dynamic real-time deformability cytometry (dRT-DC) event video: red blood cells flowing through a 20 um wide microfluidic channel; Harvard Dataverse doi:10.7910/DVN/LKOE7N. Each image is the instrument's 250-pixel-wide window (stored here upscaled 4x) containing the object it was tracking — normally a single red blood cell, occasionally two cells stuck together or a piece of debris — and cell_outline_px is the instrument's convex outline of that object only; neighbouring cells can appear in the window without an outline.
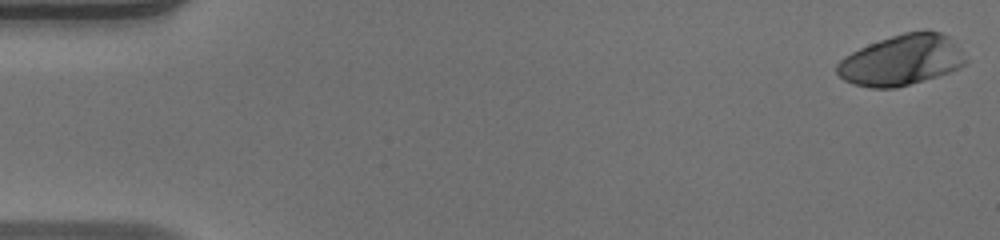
{"species": "human", "species_latin": "Homo sapiens", "temperature_condition": "warm", "stored_images_in_passage": 52, "camera_frame_rate_fps": 3000, "um_per_image_px": 0.085, "donor": {"sex": "male"}, "frame": {"image": 1, "passage_image": 1, "time_ms": 0.0, "image_size_px": [1000, 240], "cell_outline_px": [[968, 60], [964, 64], [948, 72], [936, 76], [896, 88], [868, 88], [852, 84], [844, 80], [836, 72], [836, 64], [844, 56], [868, 44], [904, 32], [924, 28], [940, 32], [948, 36], [960, 48]], "centroid_in_image_um": [76.62, 5.09], "position_along_channel_um": 8.4, "area_um2": 38.09}}
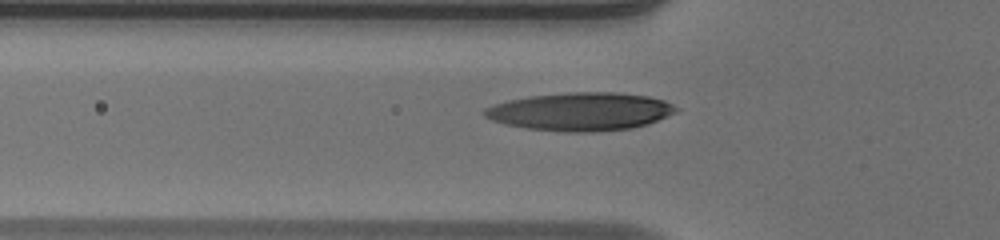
{"frame": {"image": 2, "passage_image": 18, "time_ms": 5.667, "image_size_px": [1000, 240], "cell_outline_px": [[680, 108], [676, 112], [648, 124], [632, 128], [592, 132], [564, 132], [528, 128], [504, 124], [492, 120], [484, 116], [484, 108], [508, 100], [528, 96], [568, 92], [616, 92], [648, 96], [664, 100]], "centroid_in_image_um": [49.36, 9.48], "position_along_channel_um": 76.4, "area_um2": 42.6}}
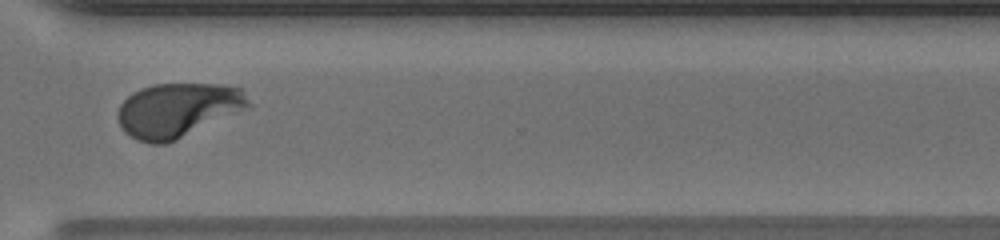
{"frame": {"image": 3, "passage_image": 39, "time_ms": 12.667, "image_size_px": [1000, 240], "cell_outline_px": [[252, 108], [176, 140], [164, 144], [152, 144], [136, 140], [124, 132], [116, 116], [116, 112], [120, 104], [132, 92], [140, 88], [156, 84], [224, 84], [240, 88], [252, 104]], "centroid_in_image_um": [15.13, 9.36], "position_along_channel_um": 355.5, "area_um2": 41.96}, "authors_computed_cell_mechanics": {"area_um2": 39.3618, "velocity_mm_per_s": 3.9752, "shape_relaxation_time_tau1_ms": 4.0536, "shape_relaxation_time_tau2_ms": null, "deformation_change_tau1": 0.2177, "deformation_change_tau2": null}}